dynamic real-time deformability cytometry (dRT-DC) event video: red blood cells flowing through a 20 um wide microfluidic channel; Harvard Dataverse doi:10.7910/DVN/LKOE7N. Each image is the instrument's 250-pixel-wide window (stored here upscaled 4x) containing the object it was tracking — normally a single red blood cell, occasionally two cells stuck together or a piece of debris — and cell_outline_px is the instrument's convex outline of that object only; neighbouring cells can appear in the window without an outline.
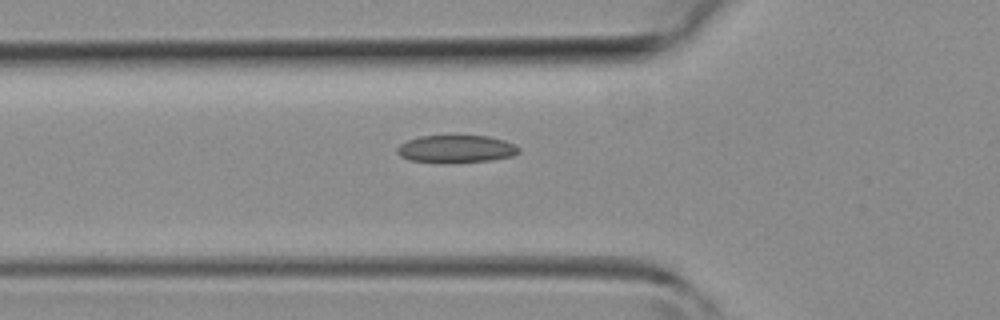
{"species": "common noctule bat (a hibernating species)", "species_latin": "Nyctalus noctula", "temperature_condition": "room temperature", "stored_images_in_passage": 40, "camera_frame_rate_fps": 3000, "um_per_image_px": 0.085, "animal": {"sex": "female", "body_mass_g": 19.3, "forearm_length_mm": 54.1}, "frame": {"image": 1, "passage_image": 15, "time_ms": 4.667, "image_size_px": [1000, 320], "cell_outline_px": [[520, 152], [512, 156], [492, 160], [452, 164], [408, 160], [400, 156], [396, 152], [396, 148], [400, 144], [408, 140], [420, 136], [488, 136], [504, 140], [516, 144], [520, 148]], "centroid_in_image_um": [38.78, 12.68], "position_along_channel_um": 87.0, "area_um2": 19.94}}
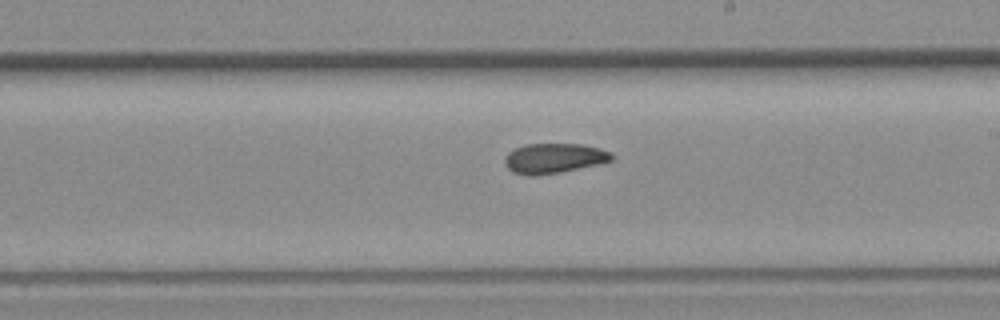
{"frame": {"image": 2, "passage_image": 25, "time_ms": 8.0, "image_size_px": [1000, 320], "cell_outline_px": [[612, 160], [604, 164], [560, 172], [532, 176], [512, 172], [504, 164], [504, 160], [508, 152], [516, 148], [528, 144], [580, 144], [600, 148], [612, 152]], "centroid_in_image_um": [47.12, 13.46], "position_along_channel_um": 241.9, "area_um2": 18.79}}
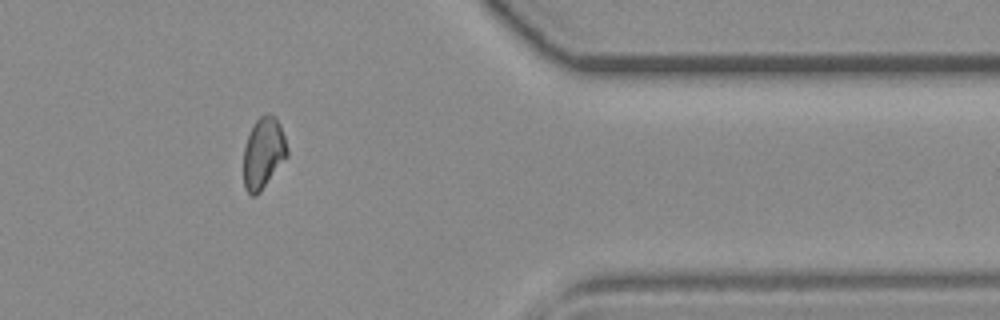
{"frame": {"image": 3, "passage_image": 36, "time_ms": 11.667, "image_size_px": [1000, 320], "cell_outline_px": [[288, 156], [260, 192], [256, 196], [252, 196], [244, 188], [244, 148], [248, 136], [256, 120], [260, 116], [268, 112], [276, 116], [280, 124], [288, 148]], "centroid_in_image_um": [22.4, 13.0], "position_along_channel_um": 389.0, "area_um2": 18.15}}